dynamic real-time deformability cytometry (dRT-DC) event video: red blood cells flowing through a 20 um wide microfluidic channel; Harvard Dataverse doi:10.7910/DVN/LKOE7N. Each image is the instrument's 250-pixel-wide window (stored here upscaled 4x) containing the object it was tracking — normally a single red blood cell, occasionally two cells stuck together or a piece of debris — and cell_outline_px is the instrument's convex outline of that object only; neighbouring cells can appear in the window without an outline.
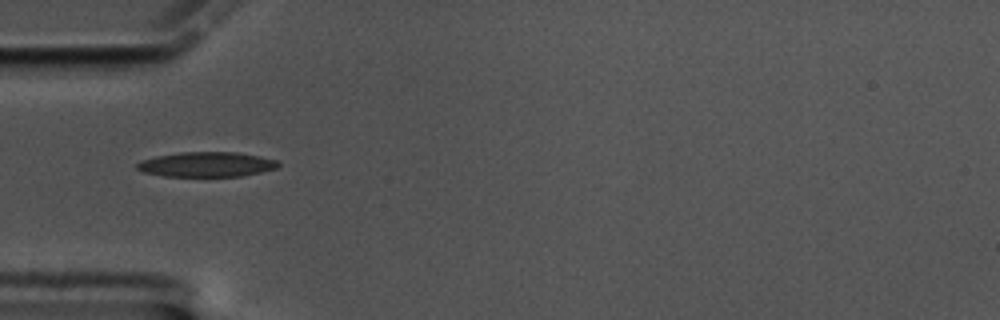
{"species": "common noctule bat (a hibernating species)", "species_latin": "Nyctalus noctula", "temperature_condition": "cold", "stored_images_in_passage": 12, "camera_frame_rate_fps": 3000, "um_per_image_px": 0.085, "animal": {"sex": "male", "body_mass_g": 17.5, "forearm_length_mm": 52.3}, "frame": {"image": 1, "passage_image": 1, "time_ms": 0.0, "image_size_px": [1000, 320], "cell_outline_px": [[280, 164], [276, 168], [244, 176], [164, 176], [144, 172], [136, 168], [136, 164], [144, 160], [156, 156], [180, 152], [236, 152], [260, 156], [276, 160]], "centroid_in_image_um": [17.57, 13.97], "position_along_channel_um": 67.4, "area_um2": 20.35}}